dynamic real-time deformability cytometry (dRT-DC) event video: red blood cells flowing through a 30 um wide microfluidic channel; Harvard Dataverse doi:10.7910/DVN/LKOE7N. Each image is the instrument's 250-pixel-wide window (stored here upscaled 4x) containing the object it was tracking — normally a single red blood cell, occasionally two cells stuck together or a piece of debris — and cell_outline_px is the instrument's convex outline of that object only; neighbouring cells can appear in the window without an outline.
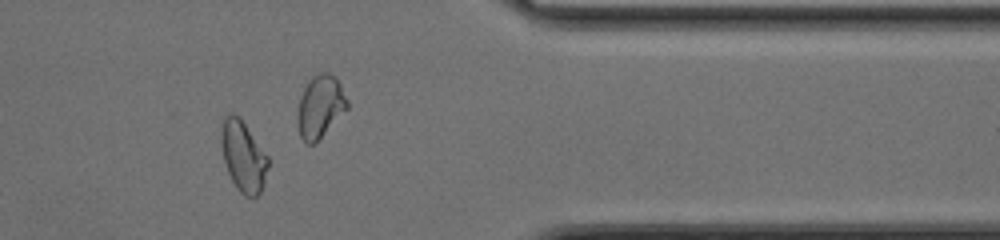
{"species": "common noctule bat (a hibernating species)", "species_latin": "Nyctalus noctula", "temperature_condition": "cold", "stored_images_in_passage": 34, "camera_frame_rate_fps": 3000, "um_per_image_px": 0.085, "animal": {"sex": "female", "body_mass_g": 17.0, "forearm_length_mm": 48.0}, "frame": {"image": 1, "passage_image": 25, "time_ms": 8.0, "image_size_px": [1000, 240], "cell_outline_px": [[268, 168], [264, 184], [260, 192], [256, 196], [244, 196], [236, 188], [228, 172], [224, 160], [220, 140], [220, 136], [224, 116], [228, 112], [232, 112], [240, 116], [268, 156]], "centroid_in_image_um": [20.67, 13.25], "position_along_channel_um": 390.7, "area_um2": 19.48}, "authors_computed_cell_mechanics": {"area_um2": 18.6983, "velocity_mm_per_s": 4.1189, "shape_relaxation_time_tau1_ms": null, "shape_relaxation_time_tau2_ms": 1.528, "deformation_change_tau1": null, "deformation_change_tau2": 0.0566}}